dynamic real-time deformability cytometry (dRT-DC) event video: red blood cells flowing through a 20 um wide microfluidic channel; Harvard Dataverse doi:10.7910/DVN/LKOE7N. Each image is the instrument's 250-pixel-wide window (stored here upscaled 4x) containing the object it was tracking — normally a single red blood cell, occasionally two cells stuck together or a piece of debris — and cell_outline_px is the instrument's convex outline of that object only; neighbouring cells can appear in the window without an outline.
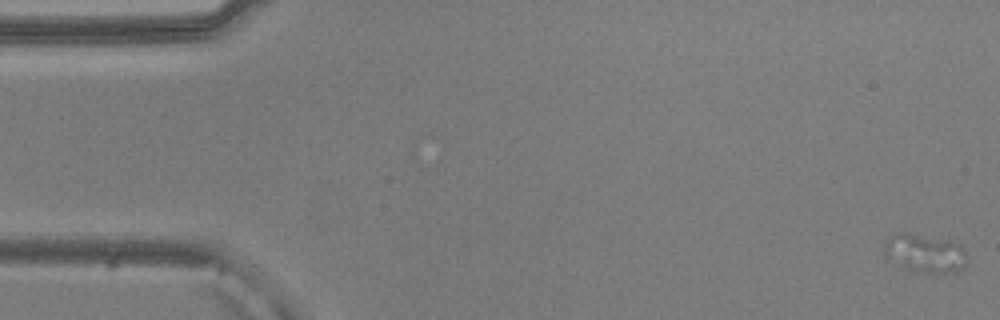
{"species": "common noctule bat (a hibernating species)", "species_latin": "Nyctalus noctula", "temperature_condition": "warm", "stored_images_in_passage": 14, "camera_frame_rate_fps": 3000, "um_per_image_px": 0.085, "animal": {"sex": "male", "body_mass_g": 20.5, "forearm_length_mm": 52.5}, "frame": {"image": 1, "passage_image": 1, "time_ms": 0.0, "image_size_px": [1000, 320], "cell_outline_px": [[968, 260], [964, 268], [956, 272], [924, 272], [908, 268], [884, 256], [884, 244], [892, 236], [900, 232], [904, 232], [944, 240], [960, 244]], "centroid_in_image_um": [78.65, 21.53], "position_along_channel_um": 6.4, "area_um2": 17.92}}
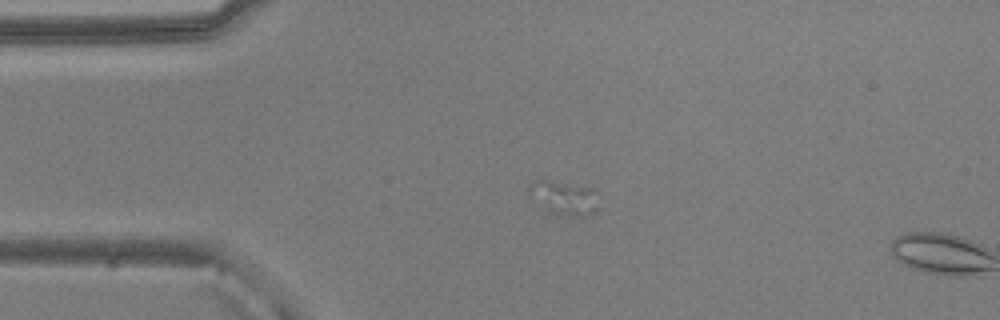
{"frame": {"image": 2, "passage_image": 12, "time_ms": 3.667, "image_size_px": [1000, 320], "cell_outline_px": [[600, 212], [584, 216], [556, 212], [548, 208], [528, 196], [528, 188], [536, 180], [548, 180], [592, 188], [600, 196]], "centroid_in_image_um": [48.07, 16.79], "position_along_channel_um": 36.9, "area_um2": 13.53}}